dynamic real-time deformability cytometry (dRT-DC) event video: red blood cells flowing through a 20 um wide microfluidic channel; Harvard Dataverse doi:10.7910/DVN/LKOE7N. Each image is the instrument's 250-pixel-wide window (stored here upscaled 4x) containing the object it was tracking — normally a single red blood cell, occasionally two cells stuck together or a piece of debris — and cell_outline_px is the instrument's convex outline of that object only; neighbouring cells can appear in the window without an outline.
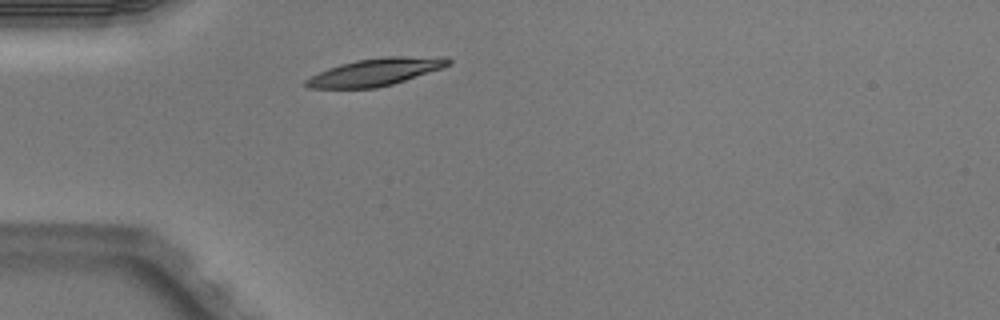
{"species": "Egyptian fruit bat (a non-hibernating species)", "species_latin": "Rousettus aegyptiacus", "temperature_condition": "warm", "stored_images_in_passage": 1, "camera_frame_rate_fps": 3000, "um_per_image_px": 0.085, "animal": {"sex": "male"}, "frame": {"image": 1, "passage_image": 1, "time_ms": 0.0, "image_size_px": [1000, 320], "cell_outline_px": [[452, 64], [392, 84], [376, 88], [308, 88], [304, 84], [304, 80], [328, 68], [340, 64], [356, 60], [384, 56], [448, 56], [452, 60]], "centroid_in_image_um": [31.94, 6.1], "position_along_channel_um": 53.1, "area_um2": 22.72}}